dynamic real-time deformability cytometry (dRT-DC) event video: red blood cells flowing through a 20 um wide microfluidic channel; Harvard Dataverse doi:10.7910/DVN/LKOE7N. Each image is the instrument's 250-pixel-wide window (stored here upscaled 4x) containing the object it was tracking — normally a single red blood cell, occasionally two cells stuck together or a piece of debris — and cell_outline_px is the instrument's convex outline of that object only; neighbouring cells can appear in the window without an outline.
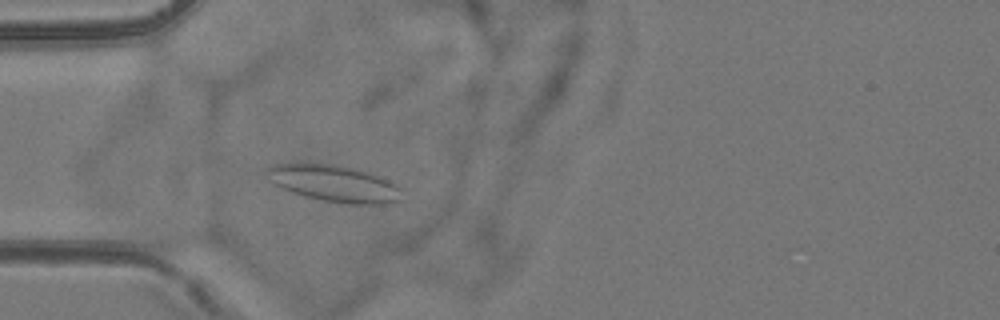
{"species": "common noctule bat (a hibernating species)", "species_latin": "Nyctalus noctula", "temperature_condition": "room temperature", "stored_images_in_passage": 38, "camera_frame_rate_fps": 3000, "um_per_image_px": 0.085, "animal": {"sex": "female", "body_mass_g": 24.6, "forearm_length_mm": 56.2}, "frame": {"image": 1, "passage_image": 6, "time_ms": 1.667, "image_size_px": [1000, 320], "cell_outline_px": [[404, 200], [384, 204], [344, 204], [304, 196], [292, 192], [268, 180], [268, 168], [272, 164], [336, 164], [356, 168], [380, 176], [404, 188]], "centroid_in_image_um": [28.53, 15.61], "position_along_channel_um": 56.5, "area_um2": 29.02}}
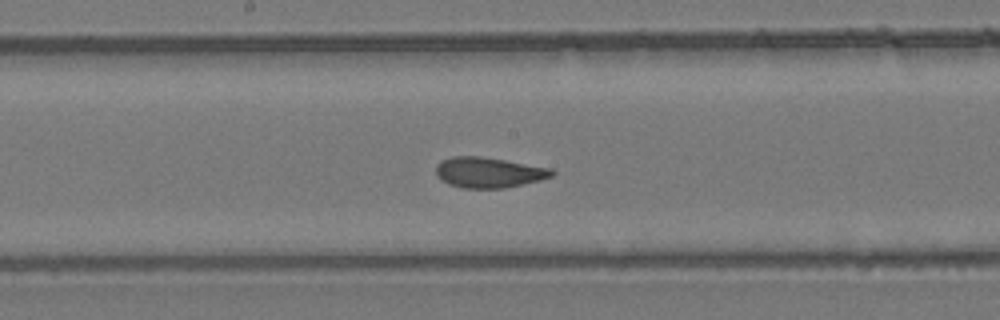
{"frame": {"image": 2, "passage_image": 18, "time_ms": 5.667, "image_size_px": [1000, 320], "cell_outline_px": [[556, 172], [552, 176], [540, 180], [504, 188], [464, 188], [448, 184], [436, 172], [436, 164], [452, 156], [480, 156], [552, 168]], "centroid_in_image_um": [41.57, 14.65], "position_along_channel_um": 206.6, "area_um2": 20.35}}
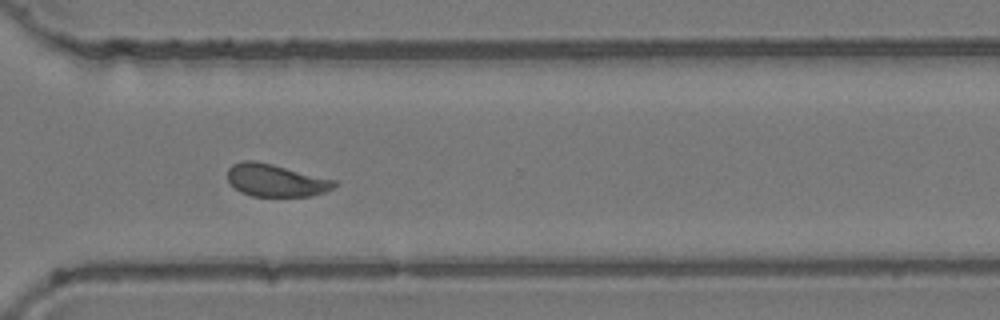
{"frame": {"image": 3, "passage_image": 29, "time_ms": 9.333, "image_size_px": [1000, 320], "cell_outline_px": [[336, 184], [332, 188], [324, 192], [312, 196], [252, 196], [240, 192], [228, 180], [228, 168], [232, 164], [244, 160], [252, 160], [272, 164], [336, 180]], "centroid_in_image_um": [23.43, 15.33], "position_along_channel_um": 347.2, "area_um2": 20.06}, "authors_computed_cell_mechanics": {"area_um2": 20.8658, "velocity_mm_per_s": 3.8354, "shape_relaxation_time_tau1_ms": null, "shape_relaxation_time_tau2_ms": 0.8691, "deformation_change_tau1": null, "deformation_change_tau2": 0.0529}}